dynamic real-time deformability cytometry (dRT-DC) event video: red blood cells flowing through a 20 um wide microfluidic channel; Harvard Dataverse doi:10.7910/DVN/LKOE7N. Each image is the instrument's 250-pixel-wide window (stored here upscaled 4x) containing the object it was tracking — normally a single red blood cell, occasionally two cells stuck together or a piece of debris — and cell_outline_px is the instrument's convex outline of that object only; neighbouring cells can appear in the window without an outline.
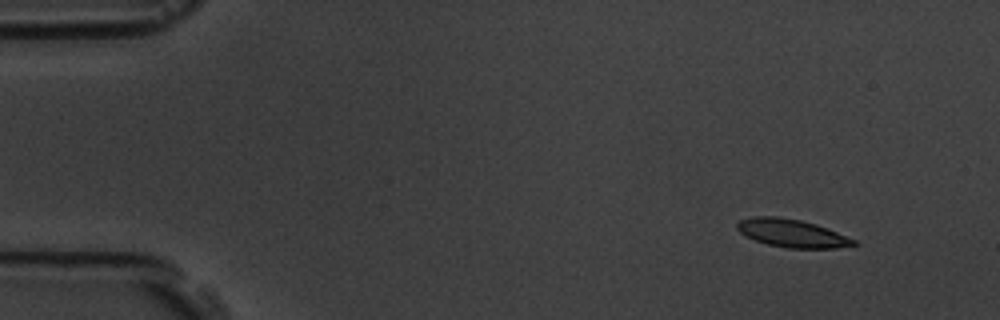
{"species": "common noctule bat (a hibernating species)", "species_latin": "Nyctalus noctula", "temperature_condition": "room temperature", "stored_images_in_passage": 4, "camera_frame_rate_fps": 3000, "um_per_image_px": 0.085, "animal": {"sex": "male", "body_mass_g": 19.5, "forearm_length_mm": 54.6}, "frame": {"image": 1, "passage_image": 1, "time_ms": 0.0, "image_size_px": [1000, 320], "cell_outline_px": [[860, 244], [836, 248], [788, 248], [768, 244], [744, 236], [736, 228], [736, 224], [740, 220], [752, 216], [776, 216], [800, 220], [816, 224], [856, 240]], "centroid_in_image_um": [67.3, 19.82], "position_along_channel_um": 17.7, "area_um2": 18.96}}
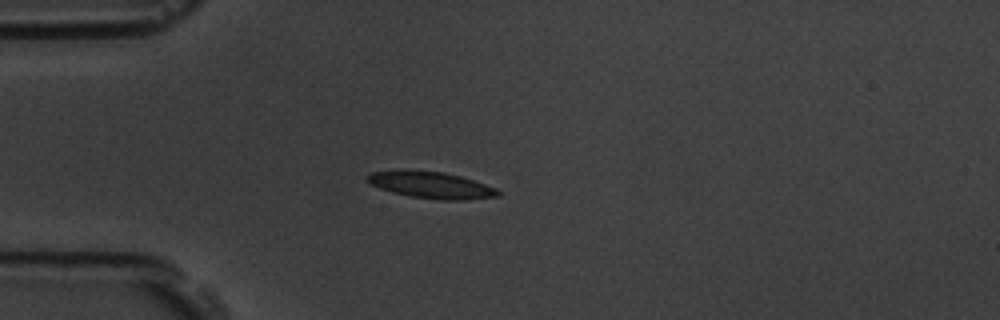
{"frame": {"image": 2, "passage_image": 4, "time_ms": 3.333, "image_size_px": [1000, 320], "cell_outline_px": [[500, 196], [464, 200], [440, 200], [412, 196], [392, 192], [380, 188], [372, 184], [364, 176], [372, 172], [444, 172], [460, 176], [496, 188], [500, 192]], "centroid_in_image_um": [36.72, 15.77], "position_along_channel_um": 48.3, "area_um2": 19.42}}